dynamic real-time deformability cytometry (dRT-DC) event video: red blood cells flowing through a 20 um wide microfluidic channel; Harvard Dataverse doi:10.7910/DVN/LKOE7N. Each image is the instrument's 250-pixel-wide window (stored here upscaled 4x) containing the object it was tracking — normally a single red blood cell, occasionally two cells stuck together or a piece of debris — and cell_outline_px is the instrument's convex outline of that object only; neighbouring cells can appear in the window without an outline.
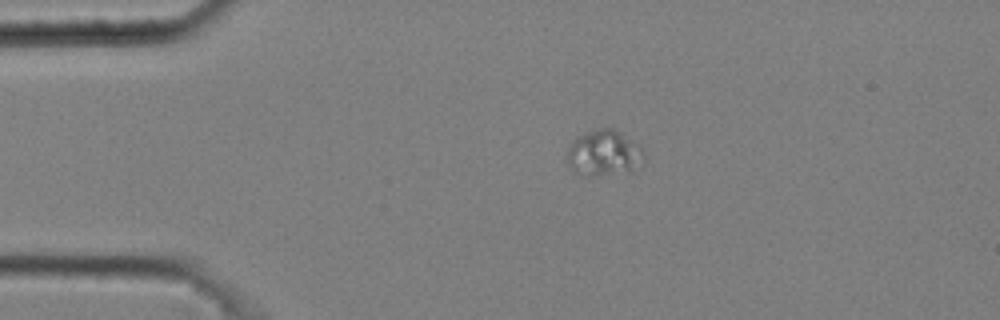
{"species": "common noctule bat (a hibernating species)", "species_latin": "Nyctalus noctula", "temperature_condition": "cold", "stored_images_in_passage": 3, "camera_frame_rate_fps": 3000, "um_per_image_px": 0.085, "animal": {"sex": "male", "body_mass_g": 20.4}, "frame": {"image": 1, "passage_image": 1, "time_ms": 0.0, "image_size_px": [1000, 320], "cell_outline_px": [[644, 164], [632, 172], [592, 176], [588, 176], [572, 172], [568, 160], [568, 144], [576, 136], [596, 128], [612, 128], [620, 132], [636, 144], [644, 152]], "centroid_in_image_um": [51.33, 13.03], "position_along_channel_um": 33.7, "area_um2": 20.87}}
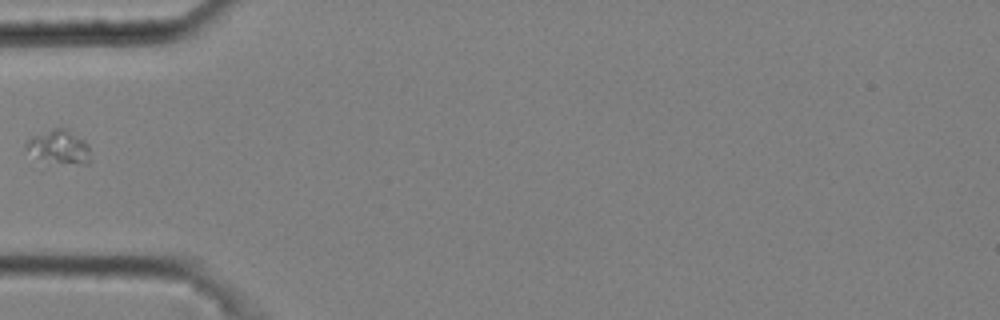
{"frame": {"image": 2, "passage_image": 3, "time_ms": 0.667, "image_size_px": [1000, 320], "cell_outline_px": [[92, 160], [88, 164], [80, 164], [56, 160], [36, 156], [24, 152], [24, 144], [32, 136], [52, 128], [68, 128], [84, 140], [88, 144]], "centroid_in_image_um": [5.04, 12.44], "position_along_channel_um": 80.0, "area_um2": 12.48}}